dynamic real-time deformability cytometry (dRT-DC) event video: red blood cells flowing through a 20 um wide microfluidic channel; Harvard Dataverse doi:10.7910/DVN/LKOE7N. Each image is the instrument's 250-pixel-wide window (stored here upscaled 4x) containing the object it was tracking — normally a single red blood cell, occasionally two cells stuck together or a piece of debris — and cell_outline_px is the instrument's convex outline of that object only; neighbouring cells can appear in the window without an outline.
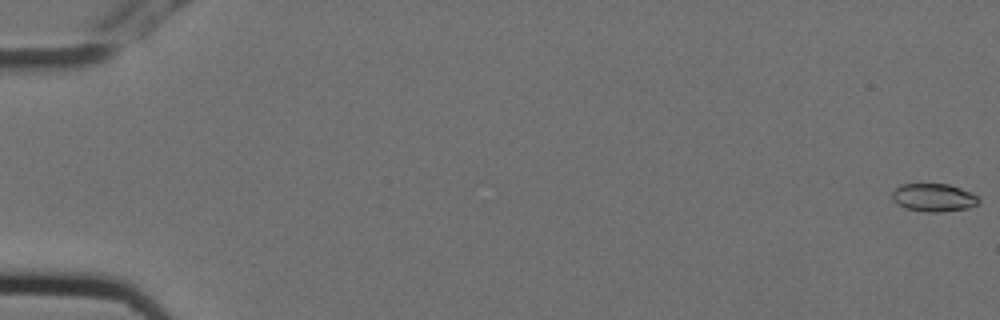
{"species": "Egyptian fruit bat (a non-hibernating species)", "species_latin": "Rousettus aegyptiacus", "temperature_condition": "cold", "stored_images_in_passage": 5, "camera_frame_rate_fps": 3000, "um_per_image_px": 0.085, "animal": {"sex": "female"}, "frame": {"image": 1, "passage_image": 1, "time_ms": 0.0, "image_size_px": [1000, 320], "cell_outline_px": [[980, 200], [976, 204], [968, 208], [940, 212], [924, 212], [904, 208], [896, 204], [892, 200], [892, 192], [900, 184], [948, 184], [960, 188], [976, 196]], "centroid_in_image_um": [79.3, 16.8], "position_along_channel_um": 5.7, "area_um2": 14.1}}
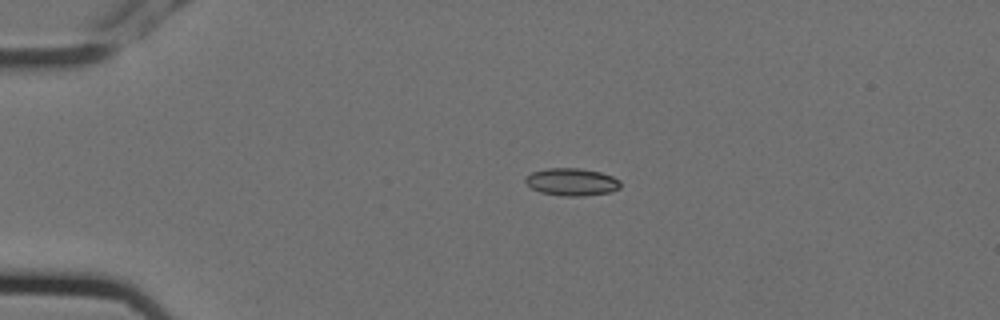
{"frame": {"image": 2, "passage_image": 4, "time_ms": 1.0, "image_size_px": [1000, 320], "cell_outline_px": [[620, 188], [608, 192], [580, 196], [564, 196], [540, 192], [532, 188], [524, 180], [524, 176], [532, 172], [548, 168], [580, 168], [600, 172], [612, 176], [620, 180]], "centroid_in_image_um": [48.58, 15.45], "position_along_channel_um": 36.4, "area_um2": 15.14}}
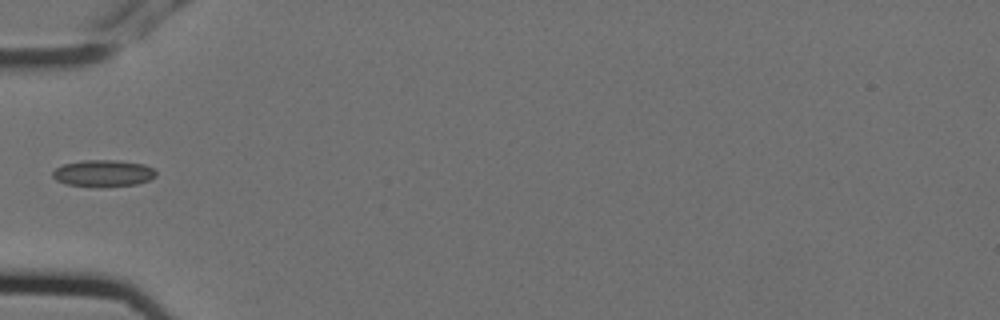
{"frame": {"image": 3, "passage_image": 5, "time_ms": 1.333, "image_size_px": [1000, 320], "cell_outline_px": [[156, 176], [148, 180], [136, 184], [64, 184], [56, 180], [52, 176], [52, 172], [56, 168], [64, 164], [84, 160], [116, 160], [144, 164], [152, 168], [156, 172]], "centroid_in_image_um": [8.77, 14.67], "position_along_channel_um": 76.2, "area_um2": 15.26}}